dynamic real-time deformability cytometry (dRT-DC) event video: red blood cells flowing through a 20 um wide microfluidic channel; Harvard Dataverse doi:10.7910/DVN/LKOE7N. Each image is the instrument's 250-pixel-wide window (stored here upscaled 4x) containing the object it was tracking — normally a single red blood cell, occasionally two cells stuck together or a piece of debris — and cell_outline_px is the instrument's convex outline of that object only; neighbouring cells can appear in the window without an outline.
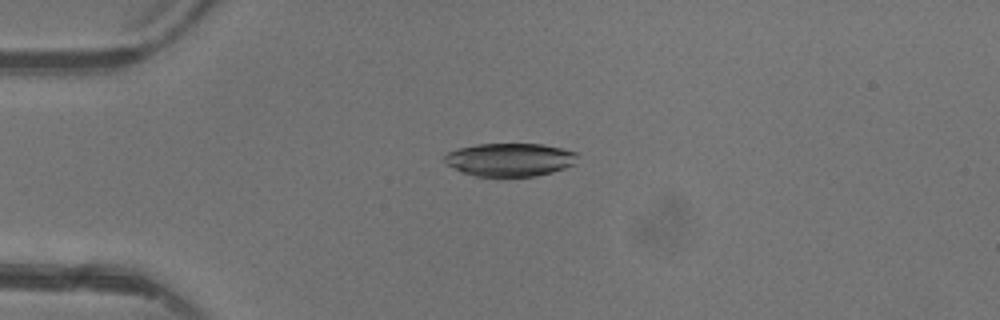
{"species": "common noctule bat (a hibernating species)", "species_latin": "Nyctalus noctula", "temperature_condition": "warm", "stored_images_in_passage": 6, "camera_frame_rate_fps": 3000, "um_per_image_px": 0.085, "animal": {"sex": "female"}, "frame": {"image": 1, "passage_image": 4, "time_ms": 3.333, "image_size_px": [1000, 320], "cell_outline_px": [[576, 156], [572, 164], [564, 168], [552, 172], [536, 176], [476, 176], [464, 172], [448, 164], [444, 160], [444, 156], [448, 152], [460, 148], [476, 144], [544, 144], [576, 152]], "centroid_in_image_um": [43.33, 13.56], "position_along_channel_um": 41.7, "area_um2": 25.26}}
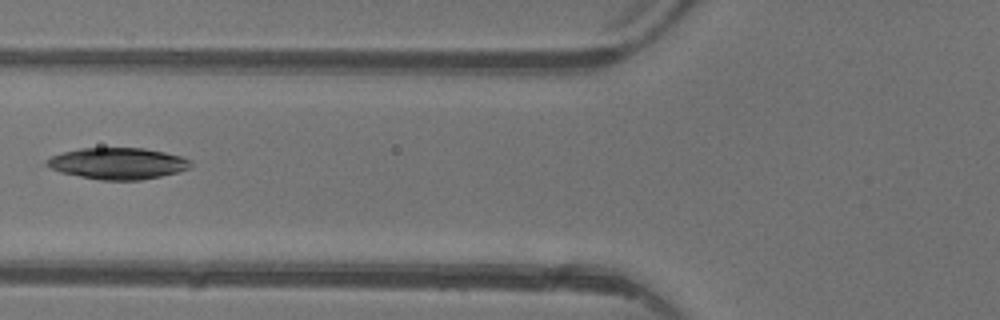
{"frame": {"image": 2, "passage_image": 6, "time_ms": 5.667, "image_size_px": [1000, 320], "cell_outline_px": [[192, 164], [188, 168], [176, 172], [160, 176], [140, 180], [100, 180], [60, 172], [44, 164], [44, 160], [52, 156], [64, 152], [80, 148], [144, 148], [184, 156], [192, 160]], "centroid_in_image_um": [10.02, 13.88], "position_along_channel_um": 115.8, "area_um2": 26.36}}